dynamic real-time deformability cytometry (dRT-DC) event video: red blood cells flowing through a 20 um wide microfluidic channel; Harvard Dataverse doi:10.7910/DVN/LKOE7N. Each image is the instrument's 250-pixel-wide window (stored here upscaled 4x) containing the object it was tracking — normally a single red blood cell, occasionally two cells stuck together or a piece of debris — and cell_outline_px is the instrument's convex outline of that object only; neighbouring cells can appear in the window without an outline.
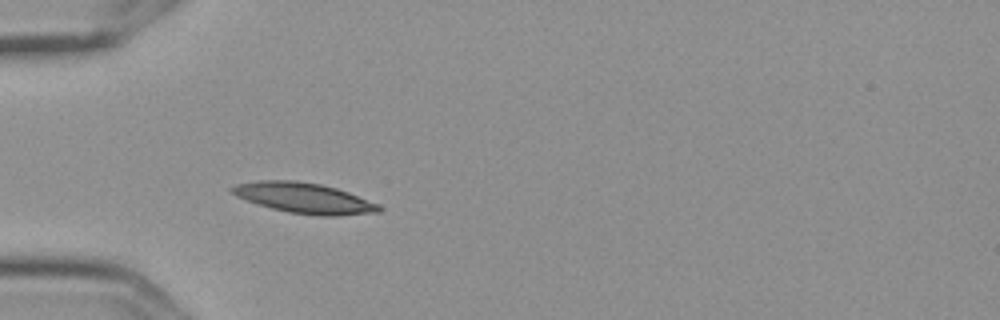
{"species": "Egyptian fruit bat (a non-hibernating species)", "species_latin": "Rousettus aegyptiacus", "temperature_condition": "cold", "stored_images_in_passage": 3, "camera_frame_rate_fps": 3000, "um_per_image_px": 0.085, "frame": {"image": 1, "passage_image": 3, "time_ms": 0.667, "image_size_px": [1000, 320], "cell_outline_px": [[380, 212], [336, 216], [320, 216], [288, 212], [256, 204], [236, 196], [228, 188], [236, 184], [256, 180], [296, 180], [320, 184], [336, 188], [348, 192], [380, 204]], "centroid_in_image_um": [25.83, 16.83], "position_along_channel_um": 59.2, "area_um2": 26.18}}